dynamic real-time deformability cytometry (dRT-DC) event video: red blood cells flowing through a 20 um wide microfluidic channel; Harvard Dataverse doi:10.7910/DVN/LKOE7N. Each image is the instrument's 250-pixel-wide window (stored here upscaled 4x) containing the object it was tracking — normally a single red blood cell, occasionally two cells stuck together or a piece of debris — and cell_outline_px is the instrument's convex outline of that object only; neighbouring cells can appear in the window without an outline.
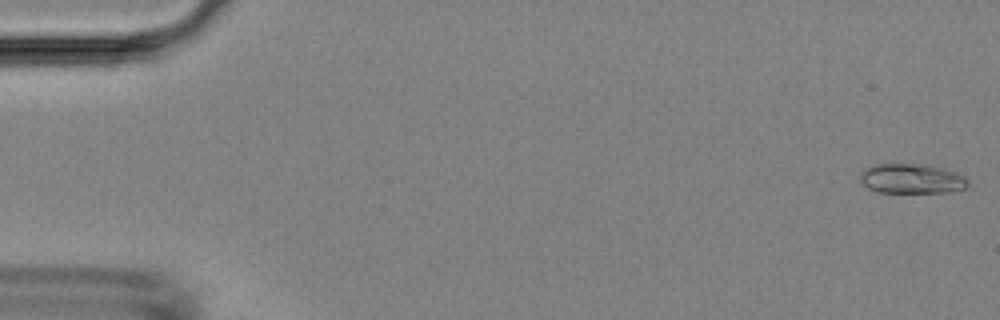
{"species": "Egyptian fruit bat (a non-hibernating species)", "species_latin": "Rousettus aegyptiacus", "temperature_condition": "room temperature", "stored_images_in_passage": 4, "camera_frame_rate_fps": 3000, "um_per_image_px": 0.085, "animal": {"sex": "female"}, "frame": {"image": 1, "passage_image": 1, "time_ms": 0.0, "image_size_px": [1000, 320], "cell_outline_px": [[968, 184], [964, 188], [948, 192], [876, 192], [868, 188], [860, 180], [860, 172], [864, 168], [876, 164], [924, 164], [944, 168], [956, 172], [964, 176], [968, 180]], "centroid_in_image_um": [77.47, 15.18], "position_along_channel_um": 7.5, "area_um2": 18.73}}